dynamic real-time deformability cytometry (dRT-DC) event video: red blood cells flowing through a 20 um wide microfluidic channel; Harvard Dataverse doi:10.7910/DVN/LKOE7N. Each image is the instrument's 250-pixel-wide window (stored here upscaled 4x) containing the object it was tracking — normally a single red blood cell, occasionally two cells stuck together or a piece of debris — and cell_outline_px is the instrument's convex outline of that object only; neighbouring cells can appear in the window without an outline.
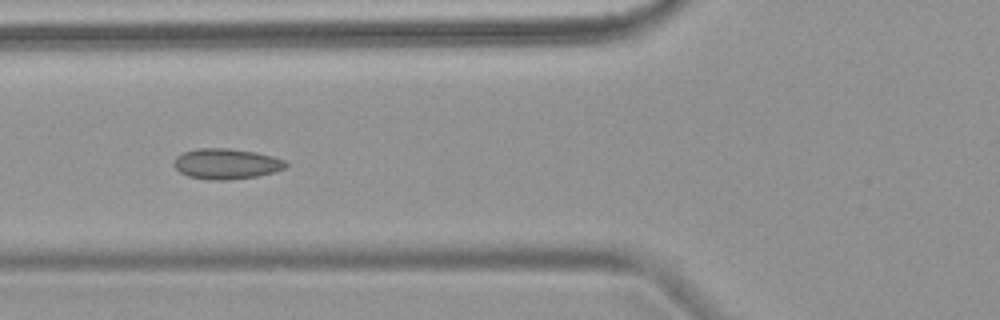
{"species": "common noctule bat (a hibernating species)", "species_latin": "Nyctalus noctula", "temperature_condition": "warm", "stored_images_in_passage": 7, "camera_frame_rate_fps": 3000, "um_per_image_px": 0.085, "animal": {"sex": "female", "body_mass_g": 18.4}, "frame": {"image": 1, "passage_image": 5, "time_ms": 6.0, "image_size_px": [1000, 320], "cell_outline_px": [[288, 164], [284, 168], [272, 172], [256, 176], [228, 180], [208, 180], [188, 176], [180, 172], [172, 164], [176, 156], [184, 152], [200, 148], [228, 148], [256, 152], [272, 156], [284, 160]], "centroid_in_image_um": [19.2, 13.92], "position_along_channel_um": 106.6, "area_um2": 19.83}}
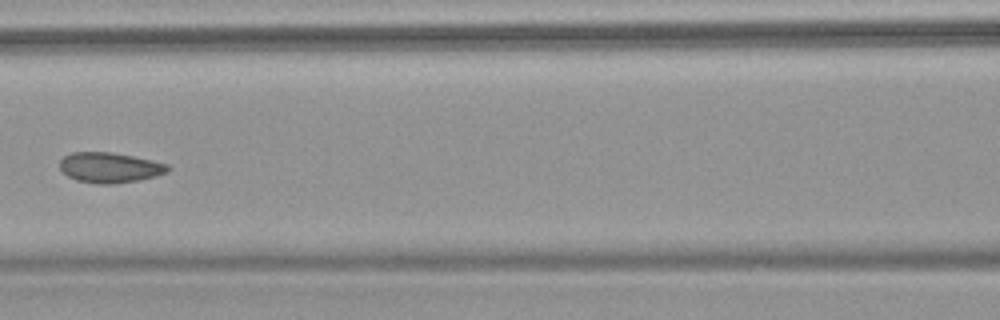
{"frame": {"image": 2, "passage_image": 6, "time_ms": 7.333, "image_size_px": [1000, 320], "cell_outline_px": [[168, 172], [156, 176], [140, 180], [112, 184], [96, 184], [76, 180], [68, 176], [60, 168], [60, 160], [64, 156], [72, 152], [112, 152], [152, 160], [168, 164]], "centroid_in_image_um": [9.32, 14.24], "position_along_channel_um": 157.3, "area_um2": 19.07}}
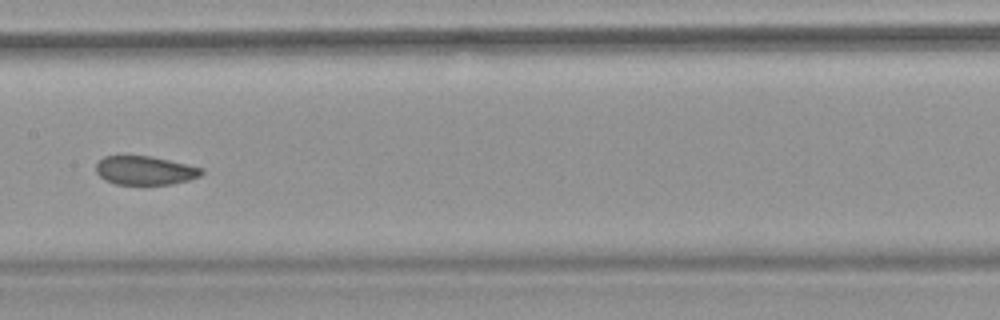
{"frame": {"image": 3, "passage_image": 7, "time_ms": 8.333, "image_size_px": [1000, 320], "cell_outline_px": [[204, 172], [200, 176], [188, 180], [172, 184], [116, 184], [104, 180], [96, 172], [96, 164], [104, 156], [152, 156], [204, 168]], "centroid_in_image_um": [12.34, 14.49], "position_along_channel_um": 195.1, "area_um2": 17.69}}